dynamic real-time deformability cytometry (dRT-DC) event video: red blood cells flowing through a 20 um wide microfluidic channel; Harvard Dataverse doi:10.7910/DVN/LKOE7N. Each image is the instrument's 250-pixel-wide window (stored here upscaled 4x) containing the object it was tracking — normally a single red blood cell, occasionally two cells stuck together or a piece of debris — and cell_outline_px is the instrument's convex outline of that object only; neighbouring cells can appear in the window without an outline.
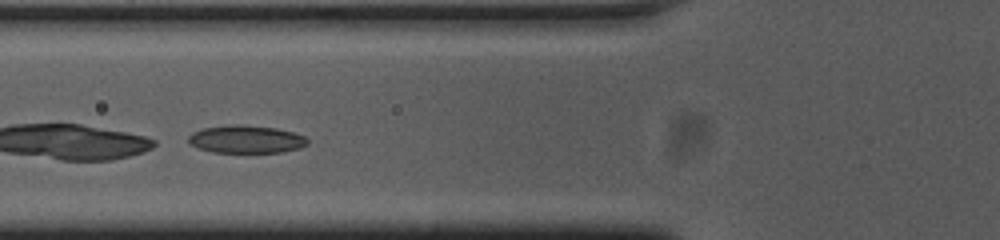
{"species": "common noctule bat (a hibernating species)", "species_latin": "Nyctalus noctula", "temperature_condition": "cold", "stored_images_in_passage": 36, "camera_frame_rate_fps": 3000, "um_per_image_px": 0.085, "animal": {"sex": "female", "body_mass_g": 23.0, "forearm_length_mm": 53.4}, "frame": {"image": 1, "passage_image": 14, "time_ms": 4.333, "image_size_px": [1000, 240], "cell_outline_px": [[308, 144], [300, 148], [284, 152], [212, 152], [196, 148], [188, 144], [188, 136], [192, 132], [200, 128], [228, 124], [244, 124], [276, 128], [292, 132], [304, 136], [308, 140]], "centroid_in_image_um": [20.86, 11.83], "position_along_channel_um": 104.9, "area_um2": 19.65}}
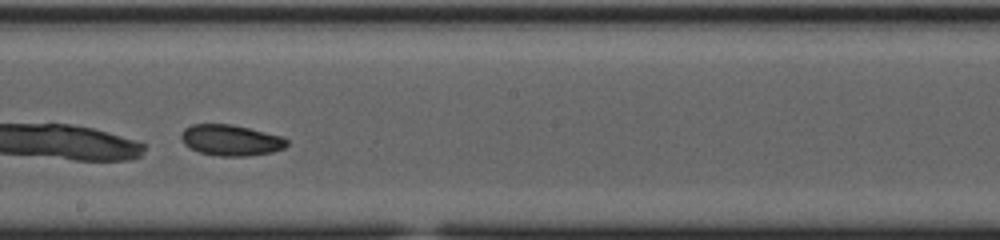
{"frame": {"image": 2, "passage_image": 24, "time_ms": 7.667, "image_size_px": [1000, 240], "cell_outline_px": [[288, 144], [284, 148], [272, 152], [248, 156], [220, 156], [200, 152], [184, 144], [180, 136], [184, 128], [192, 124], [232, 124], [280, 136], [288, 140]], "centroid_in_image_um": [19.61, 11.91], "position_along_channel_um": 228.6, "area_um2": 18.9}}
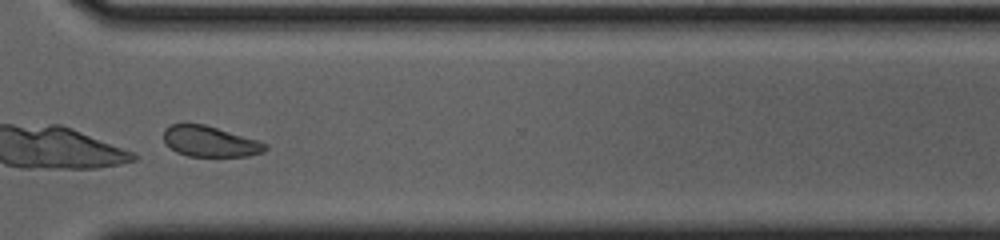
{"frame": {"image": 3, "passage_image": 34, "time_ms": 11.0, "image_size_px": [1000, 240], "cell_outline_px": [[268, 148], [264, 152], [248, 156], [188, 156], [176, 152], [164, 140], [164, 128], [172, 124], [204, 124], [256, 140], [268, 144]], "centroid_in_image_um": [17.86, 12.03], "position_along_channel_um": 352.7, "area_um2": 17.92}, "authors_computed_cell_mechanics": {"area_um2": 19.3052, "velocity_mm_per_s": 3.7158, "shape_relaxation_time_tau1_ms": 3.8402, "shape_relaxation_time_tau2_ms": 3.5135, "deformation_change_tau1": 0.0907, "deformation_change_tau2": 0.0704}}